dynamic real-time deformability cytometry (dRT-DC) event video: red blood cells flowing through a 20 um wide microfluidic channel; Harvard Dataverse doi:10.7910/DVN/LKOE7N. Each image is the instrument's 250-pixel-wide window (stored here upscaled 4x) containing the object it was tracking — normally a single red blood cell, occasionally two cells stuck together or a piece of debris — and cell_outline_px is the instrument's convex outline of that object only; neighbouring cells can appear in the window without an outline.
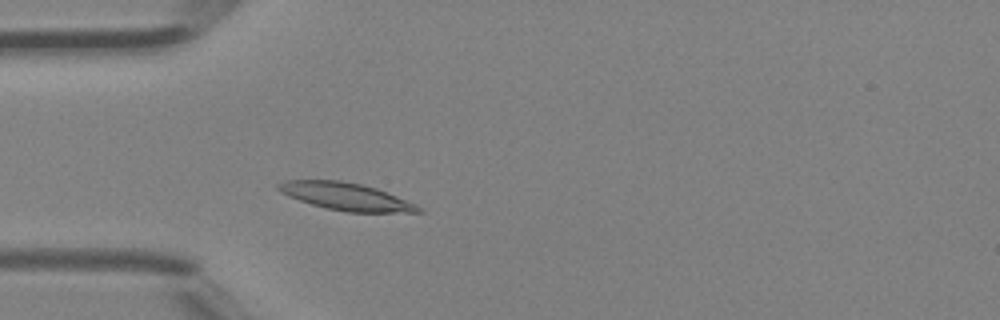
{"species": "Egyptian fruit bat (a non-hibernating species)", "species_latin": "Rousettus aegyptiacus", "temperature_condition": "room temperature", "stored_images_in_passage": 1, "camera_frame_rate_fps": 3000, "um_per_image_px": 0.085, "animal": {"sex": "female"}, "frame": {"image": 1, "passage_image": 1, "time_ms": 0.0, "image_size_px": [1000, 320], "cell_outline_px": [[424, 212], [348, 212], [328, 208], [312, 204], [288, 196], [280, 192], [276, 188], [276, 184], [288, 180], [340, 180], [360, 184], [376, 188], [416, 204], [424, 208]], "centroid_in_image_um": [29.41, 16.7], "position_along_channel_um": 55.6, "area_um2": 22.2}}